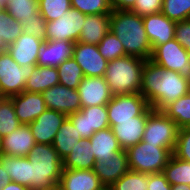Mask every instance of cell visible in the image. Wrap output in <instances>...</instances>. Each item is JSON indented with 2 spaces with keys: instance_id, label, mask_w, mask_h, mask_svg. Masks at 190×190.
Instances as JSON below:
<instances>
[{
  "instance_id": "obj_52",
  "label": "cell",
  "mask_w": 190,
  "mask_h": 190,
  "mask_svg": "<svg viewBox=\"0 0 190 190\" xmlns=\"http://www.w3.org/2000/svg\"><path fill=\"white\" fill-rule=\"evenodd\" d=\"M30 190H57V185L50 188H36V189H30Z\"/></svg>"
},
{
  "instance_id": "obj_35",
  "label": "cell",
  "mask_w": 190,
  "mask_h": 190,
  "mask_svg": "<svg viewBox=\"0 0 190 190\" xmlns=\"http://www.w3.org/2000/svg\"><path fill=\"white\" fill-rule=\"evenodd\" d=\"M21 123L19 122L14 104L10 98H5L0 104V136H7L16 130Z\"/></svg>"
},
{
  "instance_id": "obj_28",
  "label": "cell",
  "mask_w": 190,
  "mask_h": 190,
  "mask_svg": "<svg viewBox=\"0 0 190 190\" xmlns=\"http://www.w3.org/2000/svg\"><path fill=\"white\" fill-rule=\"evenodd\" d=\"M0 164L11 178L30 189V161L27 157H17L0 154Z\"/></svg>"
},
{
  "instance_id": "obj_31",
  "label": "cell",
  "mask_w": 190,
  "mask_h": 190,
  "mask_svg": "<svg viewBox=\"0 0 190 190\" xmlns=\"http://www.w3.org/2000/svg\"><path fill=\"white\" fill-rule=\"evenodd\" d=\"M171 185H190V162L181 160L172 154L162 172Z\"/></svg>"
},
{
  "instance_id": "obj_4",
  "label": "cell",
  "mask_w": 190,
  "mask_h": 190,
  "mask_svg": "<svg viewBox=\"0 0 190 190\" xmlns=\"http://www.w3.org/2000/svg\"><path fill=\"white\" fill-rule=\"evenodd\" d=\"M145 61L126 55L108 62L104 79L112 95L140 93Z\"/></svg>"
},
{
  "instance_id": "obj_27",
  "label": "cell",
  "mask_w": 190,
  "mask_h": 190,
  "mask_svg": "<svg viewBox=\"0 0 190 190\" xmlns=\"http://www.w3.org/2000/svg\"><path fill=\"white\" fill-rule=\"evenodd\" d=\"M89 140L95 159H107L122 150L111 127L96 131Z\"/></svg>"
},
{
  "instance_id": "obj_30",
  "label": "cell",
  "mask_w": 190,
  "mask_h": 190,
  "mask_svg": "<svg viewBox=\"0 0 190 190\" xmlns=\"http://www.w3.org/2000/svg\"><path fill=\"white\" fill-rule=\"evenodd\" d=\"M161 111L172 119L179 129L190 127V92L169 103Z\"/></svg>"
},
{
  "instance_id": "obj_22",
  "label": "cell",
  "mask_w": 190,
  "mask_h": 190,
  "mask_svg": "<svg viewBox=\"0 0 190 190\" xmlns=\"http://www.w3.org/2000/svg\"><path fill=\"white\" fill-rule=\"evenodd\" d=\"M44 41L22 33L6 51L12 56L14 61L20 66L37 65L38 52Z\"/></svg>"
},
{
  "instance_id": "obj_3",
  "label": "cell",
  "mask_w": 190,
  "mask_h": 190,
  "mask_svg": "<svg viewBox=\"0 0 190 190\" xmlns=\"http://www.w3.org/2000/svg\"><path fill=\"white\" fill-rule=\"evenodd\" d=\"M26 157L30 161V189L59 184L63 160L52 144L35 143Z\"/></svg>"
},
{
  "instance_id": "obj_17",
  "label": "cell",
  "mask_w": 190,
  "mask_h": 190,
  "mask_svg": "<svg viewBox=\"0 0 190 190\" xmlns=\"http://www.w3.org/2000/svg\"><path fill=\"white\" fill-rule=\"evenodd\" d=\"M13 104L15 114L21 124L28 125L47 110L42 93L23 91L9 97Z\"/></svg>"
},
{
  "instance_id": "obj_43",
  "label": "cell",
  "mask_w": 190,
  "mask_h": 190,
  "mask_svg": "<svg viewBox=\"0 0 190 190\" xmlns=\"http://www.w3.org/2000/svg\"><path fill=\"white\" fill-rule=\"evenodd\" d=\"M162 2L163 0H136L134 7L130 11L141 17L161 13Z\"/></svg>"
},
{
  "instance_id": "obj_21",
  "label": "cell",
  "mask_w": 190,
  "mask_h": 190,
  "mask_svg": "<svg viewBox=\"0 0 190 190\" xmlns=\"http://www.w3.org/2000/svg\"><path fill=\"white\" fill-rule=\"evenodd\" d=\"M74 45V42L65 40H46L40 46L37 66L57 68L61 63L72 57Z\"/></svg>"
},
{
  "instance_id": "obj_40",
  "label": "cell",
  "mask_w": 190,
  "mask_h": 190,
  "mask_svg": "<svg viewBox=\"0 0 190 190\" xmlns=\"http://www.w3.org/2000/svg\"><path fill=\"white\" fill-rule=\"evenodd\" d=\"M71 6L86 15L112 12L111 0H71Z\"/></svg>"
},
{
  "instance_id": "obj_12",
  "label": "cell",
  "mask_w": 190,
  "mask_h": 190,
  "mask_svg": "<svg viewBox=\"0 0 190 190\" xmlns=\"http://www.w3.org/2000/svg\"><path fill=\"white\" fill-rule=\"evenodd\" d=\"M72 58L81 67L84 77H104L108 61L101 56L97 45L76 42Z\"/></svg>"
},
{
  "instance_id": "obj_50",
  "label": "cell",
  "mask_w": 190,
  "mask_h": 190,
  "mask_svg": "<svg viewBox=\"0 0 190 190\" xmlns=\"http://www.w3.org/2000/svg\"><path fill=\"white\" fill-rule=\"evenodd\" d=\"M7 47L4 45L2 39L0 38V53L6 51Z\"/></svg>"
},
{
  "instance_id": "obj_46",
  "label": "cell",
  "mask_w": 190,
  "mask_h": 190,
  "mask_svg": "<svg viewBox=\"0 0 190 190\" xmlns=\"http://www.w3.org/2000/svg\"><path fill=\"white\" fill-rule=\"evenodd\" d=\"M136 0H111L112 10H131Z\"/></svg>"
},
{
  "instance_id": "obj_47",
  "label": "cell",
  "mask_w": 190,
  "mask_h": 190,
  "mask_svg": "<svg viewBox=\"0 0 190 190\" xmlns=\"http://www.w3.org/2000/svg\"><path fill=\"white\" fill-rule=\"evenodd\" d=\"M11 181L10 176L5 171L4 167L0 164V190Z\"/></svg>"
},
{
  "instance_id": "obj_56",
  "label": "cell",
  "mask_w": 190,
  "mask_h": 190,
  "mask_svg": "<svg viewBox=\"0 0 190 190\" xmlns=\"http://www.w3.org/2000/svg\"><path fill=\"white\" fill-rule=\"evenodd\" d=\"M57 190H62V189L59 187V184H57Z\"/></svg>"
},
{
  "instance_id": "obj_32",
  "label": "cell",
  "mask_w": 190,
  "mask_h": 190,
  "mask_svg": "<svg viewBox=\"0 0 190 190\" xmlns=\"http://www.w3.org/2000/svg\"><path fill=\"white\" fill-rule=\"evenodd\" d=\"M59 84L64 85L70 89H78L84 74L81 67L71 57L70 59L61 63L58 67Z\"/></svg>"
},
{
  "instance_id": "obj_15",
  "label": "cell",
  "mask_w": 190,
  "mask_h": 190,
  "mask_svg": "<svg viewBox=\"0 0 190 190\" xmlns=\"http://www.w3.org/2000/svg\"><path fill=\"white\" fill-rule=\"evenodd\" d=\"M151 110L149 106L140 116L134 117V120L116 121V125L111 127L122 150H127L142 141L147 115Z\"/></svg>"
},
{
  "instance_id": "obj_49",
  "label": "cell",
  "mask_w": 190,
  "mask_h": 190,
  "mask_svg": "<svg viewBox=\"0 0 190 190\" xmlns=\"http://www.w3.org/2000/svg\"><path fill=\"white\" fill-rule=\"evenodd\" d=\"M171 190H190V185L187 184L171 185Z\"/></svg>"
},
{
  "instance_id": "obj_42",
  "label": "cell",
  "mask_w": 190,
  "mask_h": 190,
  "mask_svg": "<svg viewBox=\"0 0 190 190\" xmlns=\"http://www.w3.org/2000/svg\"><path fill=\"white\" fill-rule=\"evenodd\" d=\"M173 154L181 160L190 162V127L179 129Z\"/></svg>"
},
{
  "instance_id": "obj_38",
  "label": "cell",
  "mask_w": 190,
  "mask_h": 190,
  "mask_svg": "<svg viewBox=\"0 0 190 190\" xmlns=\"http://www.w3.org/2000/svg\"><path fill=\"white\" fill-rule=\"evenodd\" d=\"M161 13L176 22L188 20L190 0H163Z\"/></svg>"
},
{
  "instance_id": "obj_53",
  "label": "cell",
  "mask_w": 190,
  "mask_h": 190,
  "mask_svg": "<svg viewBox=\"0 0 190 190\" xmlns=\"http://www.w3.org/2000/svg\"><path fill=\"white\" fill-rule=\"evenodd\" d=\"M98 190H112V188L109 185H103Z\"/></svg>"
},
{
  "instance_id": "obj_7",
  "label": "cell",
  "mask_w": 190,
  "mask_h": 190,
  "mask_svg": "<svg viewBox=\"0 0 190 190\" xmlns=\"http://www.w3.org/2000/svg\"><path fill=\"white\" fill-rule=\"evenodd\" d=\"M36 66H20L7 51L0 53V94L9 98L22 93Z\"/></svg>"
},
{
  "instance_id": "obj_45",
  "label": "cell",
  "mask_w": 190,
  "mask_h": 190,
  "mask_svg": "<svg viewBox=\"0 0 190 190\" xmlns=\"http://www.w3.org/2000/svg\"><path fill=\"white\" fill-rule=\"evenodd\" d=\"M147 190H171V184L162 172L148 174Z\"/></svg>"
},
{
  "instance_id": "obj_11",
  "label": "cell",
  "mask_w": 190,
  "mask_h": 190,
  "mask_svg": "<svg viewBox=\"0 0 190 190\" xmlns=\"http://www.w3.org/2000/svg\"><path fill=\"white\" fill-rule=\"evenodd\" d=\"M81 138L90 139L96 132L109 126L107 105L81 108L78 112L68 115Z\"/></svg>"
},
{
  "instance_id": "obj_10",
  "label": "cell",
  "mask_w": 190,
  "mask_h": 190,
  "mask_svg": "<svg viewBox=\"0 0 190 190\" xmlns=\"http://www.w3.org/2000/svg\"><path fill=\"white\" fill-rule=\"evenodd\" d=\"M150 60L164 69L189 76V52L175 39L156 46L152 50Z\"/></svg>"
},
{
  "instance_id": "obj_54",
  "label": "cell",
  "mask_w": 190,
  "mask_h": 190,
  "mask_svg": "<svg viewBox=\"0 0 190 190\" xmlns=\"http://www.w3.org/2000/svg\"><path fill=\"white\" fill-rule=\"evenodd\" d=\"M6 97H4L3 95L0 94V104L1 102L5 99Z\"/></svg>"
},
{
  "instance_id": "obj_19",
  "label": "cell",
  "mask_w": 190,
  "mask_h": 190,
  "mask_svg": "<svg viewBox=\"0 0 190 190\" xmlns=\"http://www.w3.org/2000/svg\"><path fill=\"white\" fill-rule=\"evenodd\" d=\"M95 160L93 170L103 185L111 186L130 170L126 150H121L107 159Z\"/></svg>"
},
{
  "instance_id": "obj_33",
  "label": "cell",
  "mask_w": 190,
  "mask_h": 190,
  "mask_svg": "<svg viewBox=\"0 0 190 190\" xmlns=\"http://www.w3.org/2000/svg\"><path fill=\"white\" fill-rule=\"evenodd\" d=\"M23 33L22 25L19 21L11 17L5 8H0V38L4 45L8 47Z\"/></svg>"
},
{
  "instance_id": "obj_2",
  "label": "cell",
  "mask_w": 190,
  "mask_h": 190,
  "mask_svg": "<svg viewBox=\"0 0 190 190\" xmlns=\"http://www.w3.org/2000/svg\"><path fill=\"white\" fill-rule=\"evenodd\" d=\"M110 31L121 41L126 55L150 60L152 48L141 16L130 10H112Z\"/></svg>"
},
{
  "instance_id": "obj_13",
  "label": "cell",
  "mask_w": 190,
  "mask_h": 190,
  "mask_svg": "<svg viewBox=\"0 0 190 190\" xmlns=\"http://www.w3.org/2000/svg\"><path fill=\"white\" fill-rule=\"evenodd\" d=\"M47 109L55 110L67 116L81 109L80 96L77 89H70L57 84L42 93Z\"/></svg>"
},
{
  "instance_id": "obj_1",
  "label": "cell",
  "mask_w": 190,
  "mask_h": 190,
  "mask_svg": "<svg viewBox=\"0 0 190 190\" xmlns=\"http://www.w3.org/2000/svg\"><path fill=\"white\" fill-rule=\"evenodd\" d=\"M190 92V76L167 70L146 60L140 94L154 110H162L169 103Z\"/></svg>"
},
{
  "instance_id": "obj_55",
  "label": "cell",
  "mask_w": 190,
  "mask_h": 190,
  "mask_svg": "<svg viewBox=\"0 0 190 190\" xmlns=\"http://www.w3.org/2000/svg\"><path fill=\"white\" fill-rule=\"evenodd\" d=\"M188 67H189V76H190V53H189V63H188Z\"/></svg>"
},
{
  "instance_id": "obj_23",
  "label": "cell",
  "mask_w": 190,
  "mask_h": 190,
  "mask_svg": "<svg viewBox=\"0 0 190 190\" xmlns=\"http://www.w3.org/2000/svg\"><path fill=\"white\" fill-rule=\"evenodd\" d=\"M103 184L93 169H62V190H98Z\"/></svg>"
},
{
  "instance_id": "obj_44",
  "label": "cell",
  "mask_w": 190,
  "mask_h": 190,
  "mask_svg": "<svg viewBox=\"0 0 190 190\" xmlns=\"http://www.w3.org/2000/svg\"><path fill=\"white\" fill-rule=\"evenodd\" d=\"M174 39L190 53V21H179L175 25Z\"/></svg>"
},
{
  "instance_id": "obj_20",
  "label": "cell",
  "mask_w": 190,
  "mask_h": 190,
  "mask_svg": "<svg viewBox=\"0 0 190 190\" xmlns=\"http://www.w3.org/2000/svg\"><path fill=\"white\" fill-rule=\"evenodd\" d=\"M35 143L29 125L21 124L16 130L1 138L0 154L26 157Z\"/></svg>"
},
{
  "instance_id": "obj_16",
  "label": "cell",
  "mask_w": 190,
  "mask_h": 190,
  "mask_svg": "<svg viewBox=\"0 0 190 190\" xmlns=\"http://www.w3.org/2000/svg\"><path fill=\"white\" fill-rule=\"evenodd\" d=\"M77 90L81 108L107 105L113 96L104 77H84Z\"/></svg>"
},
{
  "instance_id": "obj_25",
  "label": "cell",
  "mask_w": 190,
  "mask_h": 190,
  "mask_svg": "<svg viewBox=\"0 0 190 190\" xmlns=\"http://www.w3.org/2000/svg\"><path fill=\"white\" fill-rule=\"evenodd\" d=\"M96 163L89 139H80L63 159L65 169H93Z\"/></svg>"
},
{
  "instance_id": "obj_6",
  "label": "cell",
  "mask_w": 190,
  "mask_h": 190,
  "mask_svg": "<svg viewBox=\"0 0 190 190\" xmlns=\"http://www.w3.org/2000/svg\"><path fill=\"white\" fill-rule=\"evenodd\" d=\"M179 128L176 123L161 110L152 109L147 115L142 141L159 147H165L172 153L176 147Z\"/></svg>"
},
{
  "instance_id": "obj_26",
  "label": "cell",
  "mask_w": 190,
  "mask_h": 190,
  "mask_svg": "<svg viewBox=\"0 0 190 190\" xmlns=\"http://www.w3.org/2000/svg\"><path fill=\"white\" fill-rule=\"evenodd\" d=\"M59 84L57 68L36 66L27 79L24 91L43 93L45 90Z\"/></svg>"
},
{
  "instance_id": "obj_29",
  "label": "cell",
  "mask_w": 190,
  "mask_h": 190,
  "mask_svg": "<svg viewBox=\"0 0 190 190\" xmlns=\"http://www.w3.org/2000/svg\"><path fill=\"white\" fill-rule=\"evenodd\" d=\"M80 139L82 138L76 131V127L67 117L59 128L52 145L57 151L58 156L63 160Z\"/></svg>"
},
{
  "instance_id": "obj_37",
  "label": "cell",
  "mask_w": 190,
  "mask_h": 190,
  "mask_svg": "<svg viewBox=\"0 0 190 190\" xmlns=\"http://www.w3.org/2000/svg\"><path fill=\"white\" fill-rule=\"evenodd\" d=\"M97 46L101 56L108 62L126 56L121 41L111 31L105 35Z\"/></svg>"
},
{
  "instance_id": "obj_8",
  "label": "cell",
  "mask_w": 190,
  "mask_h": 190,
  "mask_svg": "<svg viewBox=\"0 0 190 190\" xmlns=\"http://www.w3.org/2000/svg\"><path fill=\"white\" fill-rule=\"evenodd\" d=\"M85 18L86 14L71 7L58 19L47 22L46 40L78 42Z\"/></svg>"
},
{
  "instance_id": "obj_18",
  "label": "cell",
  "mask_w": 190,
  "mask_h": 190,
  "mask_svg": "<svg viewBox=\"0 0 190 190\" xmlns=\"http://www.w3.org/2000/svg\"><path fill=\"white\" fill-rule=\"evenodd\" d=\"M142 18L152 50L156 46L174 39L176 21L170 20L163 13L151 14Z\"/></svg>"
},
{
  "instance_id": "obj_39",
  "label": "cell",
  "mask_w": 190,
  "mask_h": 190,
  "mask_svg": "<svg viewBox=\"0 0 190 190\" xmlns=\"http://www.w3.org/2000/svg\"><path fill=\"white\" fill-rule=\"evenodd\" d=\"M39 12L47 21L61 17L71 6V0H38Z\"/></svg>"
},
{
  "instance_id": "obj_9",
  "label": "cell",
  "mask_w": 190,
  "mask_h": 190,
  "mask_svg": "<svg viewBox=\"0 0 190 190\" xmlns=\"http://www.w3.org/2000/svg\"><path fill=\"white\" fill-rule=\"evenodd\" d=\"M148 107L147 100L140 93L113 95L107 104L109 126L116 125V121L134 120Z\"/></svg>"
},
{
  "instance_id": "obj_24",
  "label": "cell",
  "mask_w": 190,
  "mask_h": 190,
  "mask_svg": "<svg viewBox=\"0 0 190 190\" xmlns=\"http://www.w3.org/2000/svg\"><path fill=\"white\" fill-rule=\"evenodd\" d=\"M110 31V14L86 15L78 42L98 45Z\"/></svg>"
},
{
  "instance_id": "obj_34",
  "label": "cell",
  "mask_w": 190,
  "mask_h": 190,
  "mask_svg": "<svg viewBox=\"0 0 190 190\" xmlns=\"http://www.w3.org/2000/svg\"><path fill=\"white\" fill-rule=\"evenodd\" d=\"M5 9L11 17L19 22L34 18L39 13L38 0H11Z\"/></svg>"
},
{
  "instance_id": "obj_48",
  "label": "cell",
  "mask_w": 190,
  "mask_h": 190,
  "mask_svg": "<svg viewBox=\"0 0 190 190\" xmlns=\"http://www.w3.org/2000/svg\"><path fill=\"white\" fill-rule=\"evenodd\" d=\"M2 190H30L29 188L19 184V183H16V182H13V181H10L8 184H6Z\"/></svg>"
},
{
  "instance_id": "obj_5",
  "label": "cell",
  "mask_w": 190,
  "mask_h": 190,
  "mask_svg": "<svg viewBox=\"0 0 190 190\" xmlns=\"http://www.w3.org/2000/svg\"><path fill=\"white\" fill-rule=\"evenodd\" d=\"M126 152L129 169L144 174L163 172L173 154L165 147H159L143 141L128 148Z\"/></svg>"
},
{
  "instance_id": "obj_51",
  "label": "cell",
  "mask_w": 190,
  "mask_h": 190,
  "mask_svg": "<svg viewBox=\"0 0 190 190\" xmlns=\"http://www.w3.org/2000/svg\"><path fill=\"white\" fill-rule=\"evenodd\" d=\"M11 0H0V8H5V6L10 2Z\"/></svg>"
},
{
  "instance_id": "obj_41",
  "label": "cell",
  "mask_w": 190,
  "mask_h": 190,
  "mask_svg": "<svg viewBox=\"0 0 190 190\" xmlns=\"http://www.w3.org/2000/svg\"><path fill=\"white\" fill-rule=\"evenodd\" d=\"M23 28V32L34 37L46 41V24L47 21L43 18L39 12L34 18L24 19L20 22Z\"/></svg>"
},
{
  "instance_id": "obj_14",
  "label": "cell",
  "mask_w": 190,
  "mask_h": 190,
  "mask_svg": "<svg viewBox=\"0 0 190 190\" xmlns=\"http://www.w3.org/2000/svg\"><path fill=\"white\" fill-rule=\"evenodd\" d=\"M68 116L62 112L45 110L28 124L36 143L53 144L59 128Z\"/></svg>"
},
{
  "instance_id": "obj_36",
  "label": "cell",
  "mask_w": 190,
  "mask_h": 190,
  "mask_svg": "<svg viewBox=\"0 0 190 190\" xmlns=\"http://www.w3.org/2000/svg\"><path fill=\"white\" fill-rule=\"evenodd\" d=\"M148 174L129 170L115 181L112 190H147Z\"/></svg>"
},
{
  "instance_id": "obj_57",
  "label": "cell",
  "mask_w": 190,
  "mask_h": 190,
  "mask_svg": "<svg viewBox=\"0 0 190 190\" xmlns=\"http://www.w3.org/2000/svg\"><path fill=\"white\" fill-rule=\"evenodd\" d=\"M0 152H1V136H0Z\"/></svg>"
}]
</instances>
